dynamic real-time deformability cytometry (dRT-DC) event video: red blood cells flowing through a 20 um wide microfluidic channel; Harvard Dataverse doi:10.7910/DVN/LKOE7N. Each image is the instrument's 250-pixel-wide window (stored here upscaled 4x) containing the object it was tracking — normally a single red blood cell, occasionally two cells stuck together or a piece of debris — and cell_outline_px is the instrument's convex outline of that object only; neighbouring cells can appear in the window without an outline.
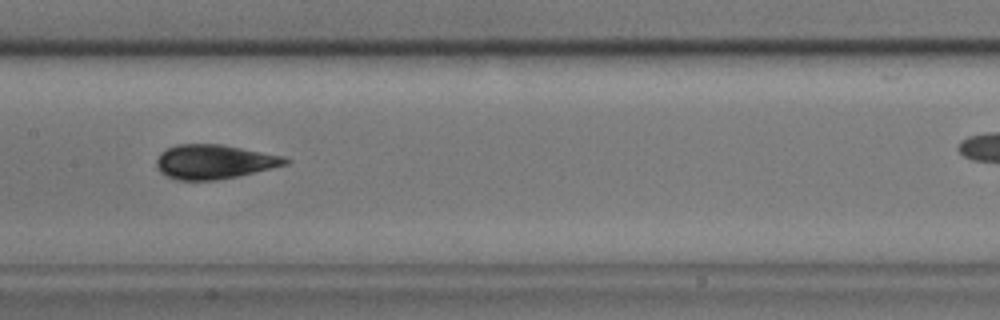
{"species": "common noctule bat (a hibernating species)", "species_latin": "Nyctalus noctula", "temperature_condition": "cold", "stored_images_in_passage": 12, "camera_frame_rate_fps": 3000, "um_per_image_px": 0.085, "animal": {"sex": "male", "body_mass_g": 17.9}, "frame": {"image": 1, "passage_image": 6, "time_ms": 1.667, "image_size_px": [1000, 320], "cell_outline_px": [[292, 160], [288, 164], [236, 176], [212, 180], [176, 180], [160, 172], [156, 168], [156, 160], [160, 152], [176, 144], [220, 144], [284, 156]], "centroid_in_image_um": [18.17, 13.74], "position_along_channel_um": 189.2, "area_um2": 25.61}}